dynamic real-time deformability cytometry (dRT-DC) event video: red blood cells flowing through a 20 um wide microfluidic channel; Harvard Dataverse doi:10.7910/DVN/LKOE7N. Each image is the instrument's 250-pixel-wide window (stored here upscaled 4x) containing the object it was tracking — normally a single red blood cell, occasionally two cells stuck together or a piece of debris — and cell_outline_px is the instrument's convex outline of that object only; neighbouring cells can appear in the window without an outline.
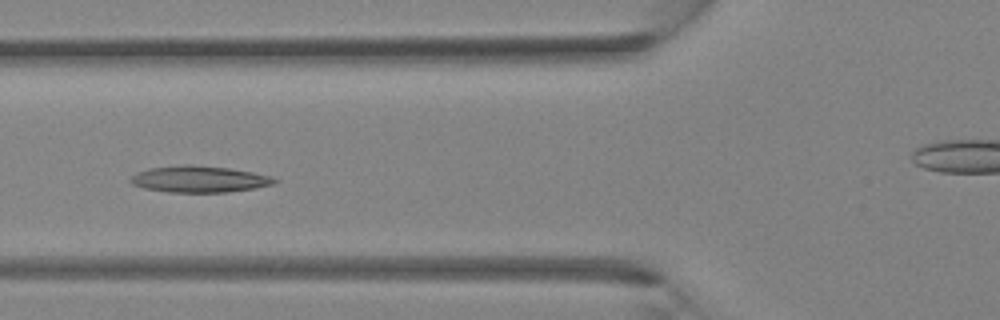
{"species": "Egyptian fruit bat (a non-hibernating species)", "species_latin": "Rousettus aegyptiacus", "temperature_condition": "room temperature", "stored_images_in_passage": 6, "segment_of_instrument_passage": [1, 2], "camera_frame_rate_fps": 3000, "um_per_image_px": 0.085, "animal": {"sex": "female"}, "frame": {"image": 1, "passage_image": 5, "time_ms": 4.667, "image_size_px": [1000, 320], "cell_outline_px": [[280, 180], [276, 184], [256, 188], [228, 192], [168, 192], [144, 188], [132, 184], [128, 180], [136, 172], [148, 168], [184, 164], [192, 164], [228, 168], [252, 172], [272, 176]], "centroid_in_image_um": [16.96, 15.22], "position_along_channel_um": 108.8, "area_um2": 22.48}}